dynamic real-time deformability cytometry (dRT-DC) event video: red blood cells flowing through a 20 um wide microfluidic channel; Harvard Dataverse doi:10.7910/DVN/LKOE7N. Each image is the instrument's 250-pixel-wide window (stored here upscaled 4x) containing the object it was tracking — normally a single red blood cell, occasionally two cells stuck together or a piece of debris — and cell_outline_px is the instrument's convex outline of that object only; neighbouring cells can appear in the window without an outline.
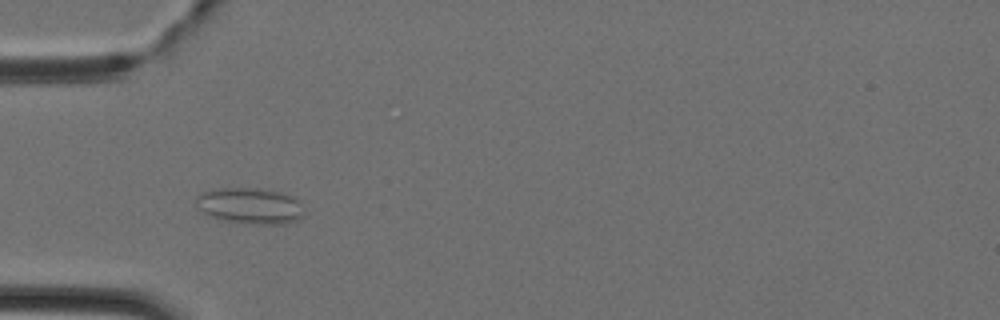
{"species": "Egyptian fruit bat (a non-hibernating species)", "species_latin": "Rousettus aegyptiacus", "temperature_condition": "cold", "stored_images_in_passage": 44, "camera_frame_rate_fps": 3000, "um_per_image_px": 0.085, "animal": {"sex": "female"}, "frame": {"image": 1, "passage_image": 13, "time_ms": 4.0, "image_size_px": [1000, 320], "cell_outline_px": [[304, 216], [296, 220], [284, 224], [256, 224], [220, 220], [208, 216], [200, 208], [196, 200], [196, 196], [200, 192], [224, 188], [260, 188], [280, 192], [292, 196], [300, 204], [304, 212]], "centroid_in_image_um": [21.26, 17.5], "position_along_channel_um": 63.7, "area_um2": 22.66}}
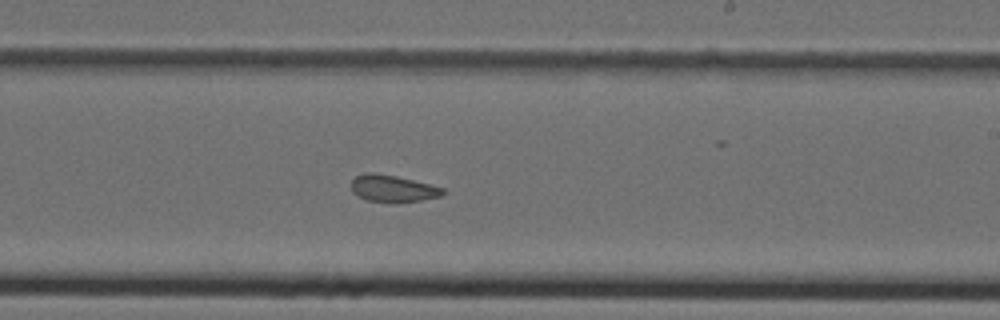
{"frame": {"image": 2, "passage_image": 26, "time_ms": 8.333, "image_size_px": [1000, 320], "cell_outline_px": [[448, 192], [440, 196], [400, 204], [392, 204], [368, 200], [352, 192], [352, 180], [356, 176], [364, 172], [372, 172], [396, 176], [444, 188]], "centroid_in_image_um": [33.4, 16.04], "position_along_channel_um": 255.6, "area_um2": 14.57}}
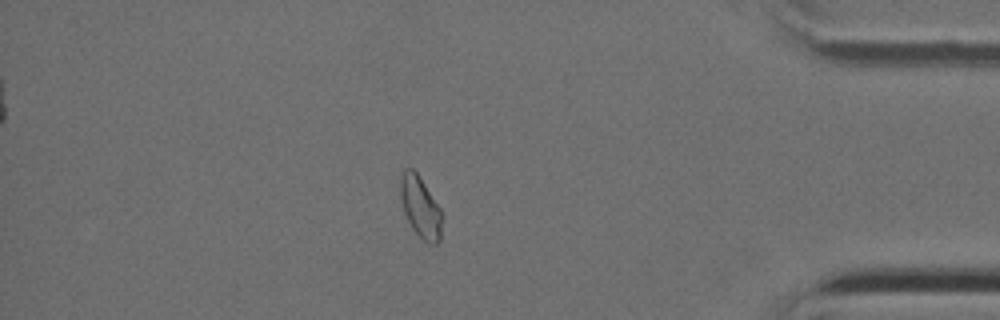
{"frame": {"image": 3, "passage_image": 38, "time_ms": 12.333, "image_size_px": [1000, 320], "cell_outline_px": [[444, 216], [440, 240], [436, 244], [428, 244], [412, 228], [404, 212], [400, 196], [400, 176], [404, 168], [412, 168], [416, 172], [440, 208]], "centroid_in_image_um": [35.75, 17.62], "position_along_channel_um": 399.4, "area_um2": 14.91}}